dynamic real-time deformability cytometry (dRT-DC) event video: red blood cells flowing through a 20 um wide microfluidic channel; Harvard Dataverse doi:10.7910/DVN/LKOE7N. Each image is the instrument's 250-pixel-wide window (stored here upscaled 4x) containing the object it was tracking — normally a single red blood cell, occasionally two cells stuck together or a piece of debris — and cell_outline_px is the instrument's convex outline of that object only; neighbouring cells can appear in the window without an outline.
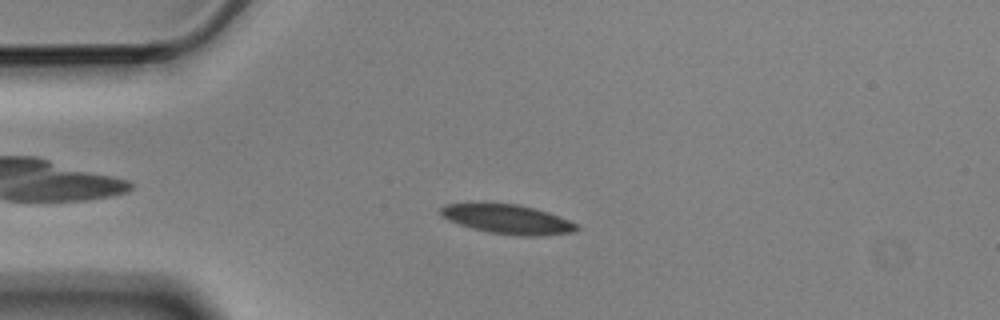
{"species": "Egyptian fruit bat (a non-hibernating species)", "species_latin": "Rousettus aegyptiacus", "temperature_condition": "cold", "stored_images_in_passage": 9, "camera_frame_rate_fps": 3000, "um_per_image_px": 0.085, "animal": {"sex": "male"}, "frame": {"image": 1, "passage_image": 4, "time_ms": 1.0, "image_size_px": [1000, 320], "cell_outline_px": [[580, 228], [576, 232], [540, 236], [520, 236], [488, 232], [472, 228], [460, 224], [444, 216], [440, 212], [440, 208], [444, 204], [472, 200], [484, 200], [520, 204], [536, 208], [548, 212], [568, 220], [576, 224]], "centroid_in_image_um": [43.1, 18.57], "position_along_channel_um": 41.9, "area_um2": 24.22}}
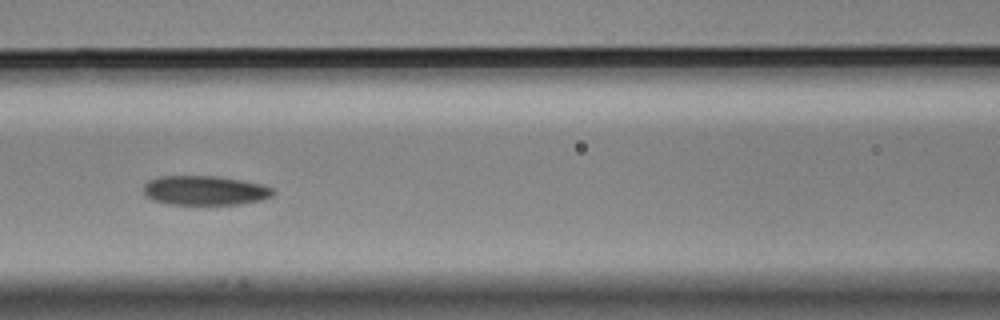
{"frame": {"image": 2, "passage_image": 7, "time_ms": 2.0, "image_size_px": [1000, 320], "cell_outline_px": [[276, 192], [272, 196], [264, 200], [240, 204], [168, 204], [152, 200], [144, 196], [144, 184], [148, 180], [160, 176], [220, 176], [260, 184], [276, 188]], "centroid_in_image_um": [17.43, 16.19], "position_along_channel_um": 149.2, "area_um2": 22.48}}
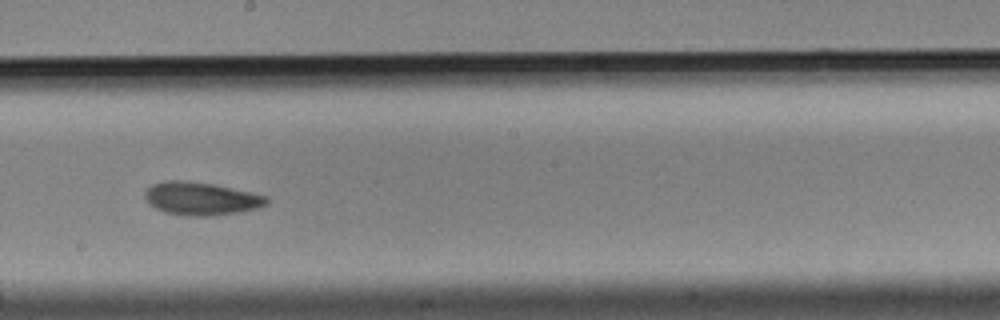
{"frame": {"image": 3, "passage_image": 9, "time_ms": 2.667, "image_size_px": [1000, 320], "cell_outline_px": [[268, 204], [260, 208], [212, 216], [188, 216], [164, 212], [148, 204], [144, 196], [144, 192], [152, 184], [164, 180], [184, 180], [216, 184], [252, 192], [268, 196]], "centroid_in_image_um": [17.1, 16.87], "position_along_channel_um": 231.1, "area_um2": 23.76}}